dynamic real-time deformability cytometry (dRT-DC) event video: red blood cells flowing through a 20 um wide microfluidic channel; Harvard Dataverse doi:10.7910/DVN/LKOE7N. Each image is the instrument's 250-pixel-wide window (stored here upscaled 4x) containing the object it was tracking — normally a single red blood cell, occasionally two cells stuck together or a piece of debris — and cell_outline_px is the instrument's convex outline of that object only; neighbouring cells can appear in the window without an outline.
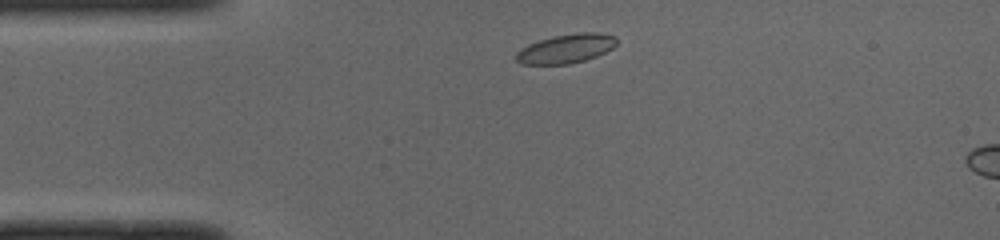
{"species": "common noctule bat (a hibernating species)", "species_latin": "Nyctalus noctula", "temperature_condition": "cold", "stored_images_in_passage": 7, "camera_frame_rate_fps": 3000, "um_per_image_px": 0.085, "animal": {"sex": "male", "body_mass_g": 19.0, "forearm_length_mm": 50.8}, "frame": {"image": 1, "passage_image": 3, "time_ms": 0.667, "image_size_px": [1000, 240], "cell_outline_px": [[616, 44], [612, 48], [596, 56], [584, 60], [568, 64], [520, 64], [516, 60], [516, 52], [520, 48], [528, 44], [552, 36], [576, 32], [600, 32], [616, 36]], "centroid_in_image_um": [48.1, 4.12], "position_along_channel_um": 36.9, "area_um2": 17.11}}